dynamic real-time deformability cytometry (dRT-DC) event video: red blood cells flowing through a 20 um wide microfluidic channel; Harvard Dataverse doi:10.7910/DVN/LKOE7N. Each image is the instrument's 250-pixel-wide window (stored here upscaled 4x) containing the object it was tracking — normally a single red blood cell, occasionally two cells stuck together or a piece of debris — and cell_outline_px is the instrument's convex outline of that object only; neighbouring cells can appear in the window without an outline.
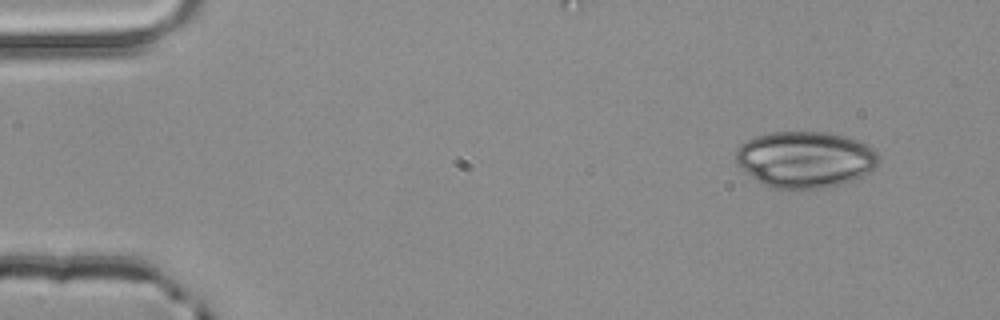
{"species": "common noctule bat (a hibernating species)", "species_latin": "Nyctalus noctula", "temperature_condition": "room temperature", "stored_images_in_passage": 3, "camera_frame_rate_fps": 3000, "um_per_image_px": 0.085, "animal": {"sex": "male", "body_mass_g": 20.4}, "frame": {"image": 1, "passage_image": 1, "time_ms": 0.0, "image_size_px": [1000, 320], "cell_outline_px": [[880, 160], [876, 168], [872, 172], [844, 184], [824, 188], [768, 188], [756, 180], [736, 164], [736, 152], [740, 144], [756, 136], [772, 132], [824, 132], [844, 136], [860, 140], [868, 144], [880, 156]], "centroid_in_image_um": [68.48, 13.56], "position_along_channel_um": 16.5, "area_um2": 47.34}}